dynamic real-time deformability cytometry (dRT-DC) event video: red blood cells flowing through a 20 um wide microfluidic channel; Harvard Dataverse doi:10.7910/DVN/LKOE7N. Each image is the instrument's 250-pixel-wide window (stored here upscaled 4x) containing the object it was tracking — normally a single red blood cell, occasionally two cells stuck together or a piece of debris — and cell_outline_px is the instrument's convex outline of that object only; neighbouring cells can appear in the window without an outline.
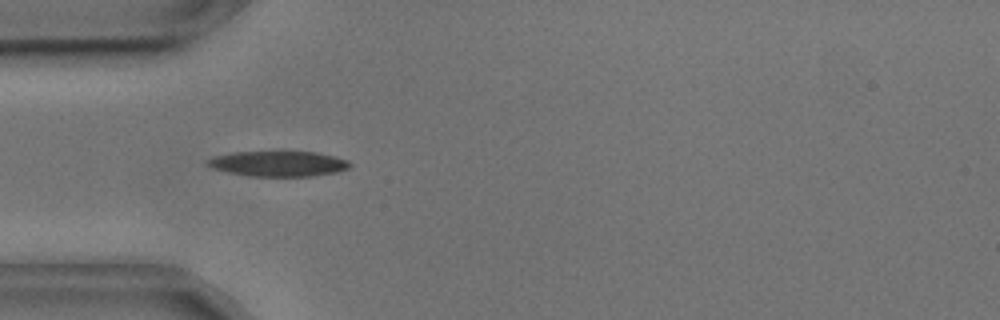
{"species": "common noctule bat (a hibernating species)", "species_latin": "Nyctalus noctula", "temperature_condition": "cold", "stored_images_in_passage": 44, "camera_frame_rate_fps": 3000, "um_per_image_px": 0.085, "animal": {"sex": "male", "body_mass_g": 17.9, "forearm_length_mm": 54.2}, "frame": {"image": 1, "passage_image": 5, "time_ms": 1.333, "image_size_px": [1000, 320], "cell_outline_px": [[352, 164], [348, 168], [336, 172], [312, 176], [248, 176], [228, 172], [212, 168], [204, 164], [208, 160], [216, 156], [236, 152], [280, 148], [284, 148], [316, 152], [336, 156], [348, 160]], "centroid_in_image_um": [23.68, 13.86], "position_along_channel_um": 61.3, "area_um2": 22.14}}
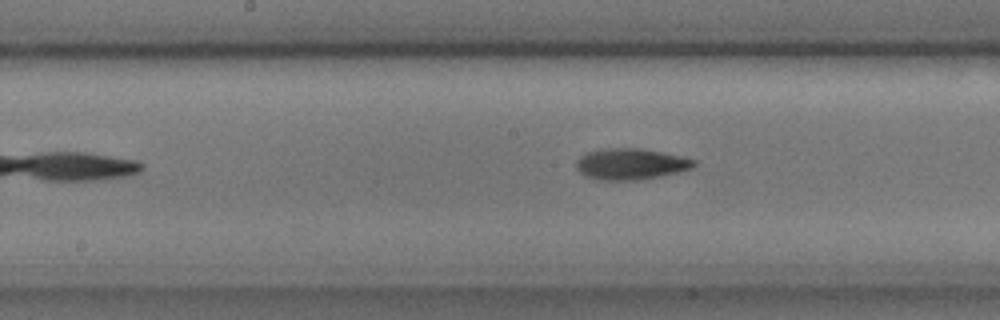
{"frame": {"image": 2, "passage_image": 16, "time_ms": 5.0, "image_size_px": [1000, 320], "cell_outline_px": [[696, 164], [692, 168], [660, 176], [640, 180], [600, 180], [584, 176], [576, 168], [576, 160], [580, 156], [588, 152], [608, 148], [640, 148], [680, 156], [696, 160]], "centroid_in_image_um": [53.58, 13.95], "position_along_channel_um": 194.6, "area_um2": 21.27}}
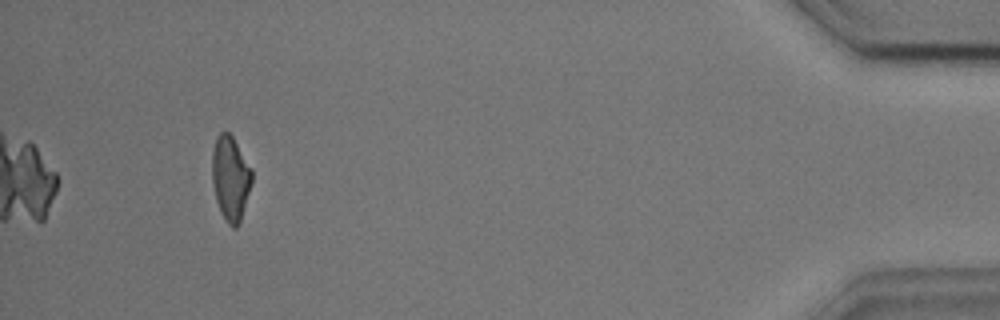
{"frame": {"image": 3, "passage_image": 40, "time_ms": 13.0, "image_size_px": [1000, 320], "cell_outline_px": [[252, 184], [240, 224], [236, 228], [232, 228], [228, 224], [220, 212], [216, 200], [212, 180], [212, 148], [216, 136], [220, 132], [228, 132], [232, 136], [252, 168]], "centroid_in_image_um": [19.6, 15.16], "position_along_channel_um": 415.6, "area_um2": 19.94}, "authors_computed_cell_mechanics": {"area_um2": 20.3167, "velocity_mm_per_s": 3.6424, "shape_relaxation_time_tau1_ms": 3.448, "shape_relaxation_time_tau2_ms": null, "deformation_change_tau1": 0.1272, "deformation_change_tau2": null}}